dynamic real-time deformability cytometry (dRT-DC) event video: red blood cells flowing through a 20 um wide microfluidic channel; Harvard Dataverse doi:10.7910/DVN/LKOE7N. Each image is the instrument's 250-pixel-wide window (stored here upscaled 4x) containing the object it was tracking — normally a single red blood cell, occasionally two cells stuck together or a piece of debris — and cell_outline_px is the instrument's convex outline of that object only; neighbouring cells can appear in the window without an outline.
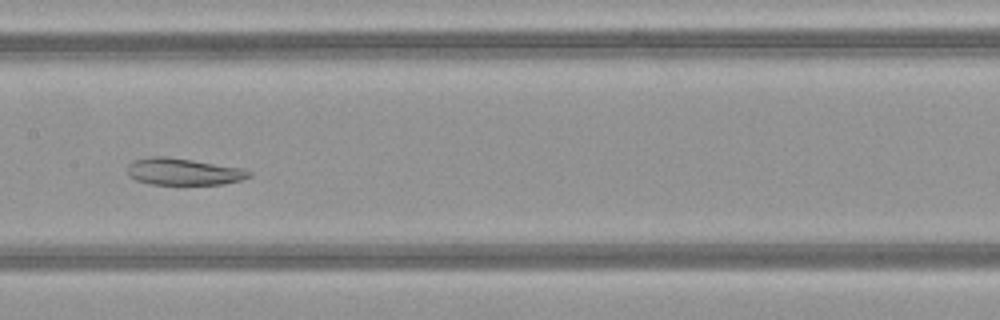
{"species": "common noctule bat (a hibernating species)", "species_latin": "Nyctalus noctula", "temperature_condition": "warm", "stored_images_in_passage": 51, "camera_frame_rate_fps": 3000, "um_per_image_px": 0.085, "animal": {"sex": "female", "body_mass_g": 21.9}, "frame": {"image": 1, "passage_image": 25, "time_ms": 8.0, "image_size_px": [1000, 320], "cell_outline_px": [[252, 176], [240, 180], [224, 184], [148, 184], [136, 180], [128, 176], [128, 164], [132, 160], [148, 156], [164, 156], [192, 160], [244, 168], [252, 172]], "centroid_in_image_um": [15.58, 14.58], "position_along_channel_um": 191.8, "area_um2": 19.19}}
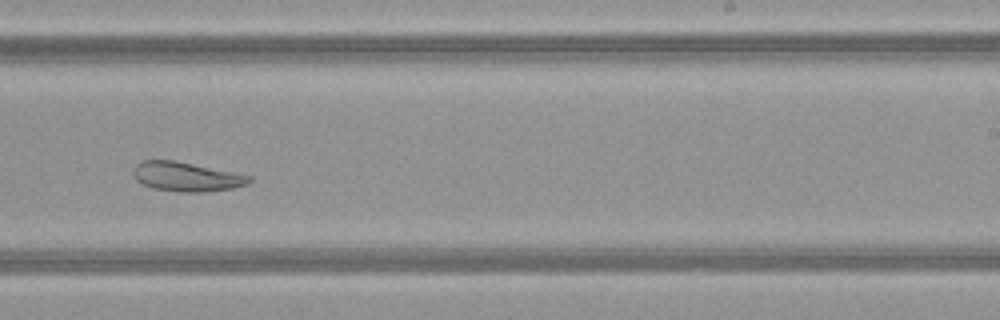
{"frame": {"image": 2, "passage_image": 31, "time_ms": 10.0, "image_size_px": [1000, 320], "cell_outline_px": [[252, 180], [248, 184], [232, 188], [208, 192], [180, 192], [152, 188], [136, 180], [132, 172], [136, 164], [140, 160], [176, 160], [252, 176]], "centroid_in_image_um": [15.84, 15.01], "position_along_channel_um": 273.2, "area_um2": 19.94}}
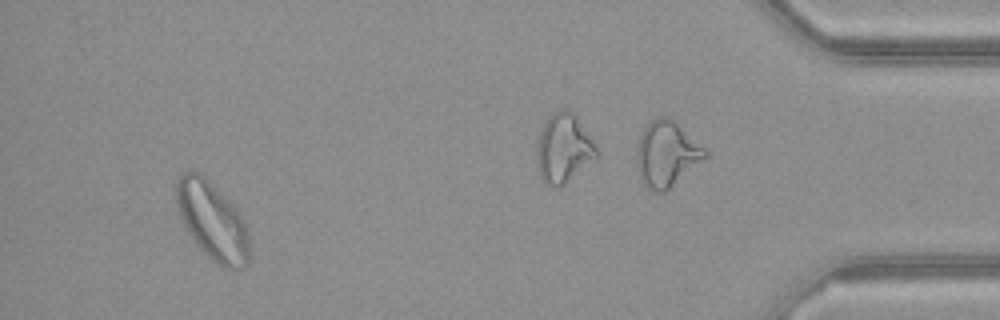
{"frame": {"image": 3, "passage_image": 47, "time_ms": 15.333, "image_size_px": [1000, 320], "cell_outline_px": [[248, 264], [244, 268], [224, 268], [212, 260], [200, 248], [188, 232], [176, 208], [176, 180], [184, 172], [200, 172], [232, 204], [244, 220], [248, 236]], "centroid_in_image_um": [18.03, 18.78], "position_along_channel_um": 417.2, "area_um2": 32.71}}